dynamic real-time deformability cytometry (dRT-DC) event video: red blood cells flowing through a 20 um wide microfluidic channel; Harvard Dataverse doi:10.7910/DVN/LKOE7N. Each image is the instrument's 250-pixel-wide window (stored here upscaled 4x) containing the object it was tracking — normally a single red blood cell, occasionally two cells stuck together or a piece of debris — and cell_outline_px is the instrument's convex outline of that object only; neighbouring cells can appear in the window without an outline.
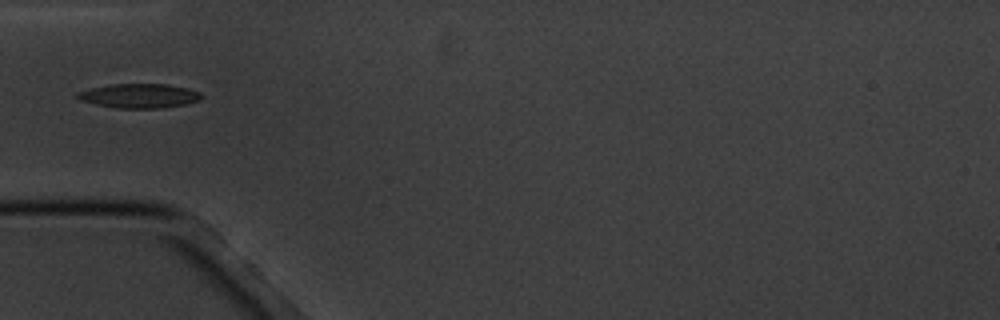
{"species": "common noctule bat (a hibernating species)", "species_latin": "Nyctalus noctula", "temperature_condition": "cold", "stored_images_in_passage": 2, "camera_frame_rate_fps": 3000, "um_per_image_px": 0.085, "animal": {"sex": "male", "body_mass_g": 20.1, "forearm_length_mm": 53.5}, "frame": {"image": 1, "passage_image": 2, "time_ms": 1.0, "image_size_px": [1000, 320], "cell_outline_px": [[204, 96], [200, 100], [184, 104], [164, 108], [116, 108], [96, 104], [80, 100], [76, 96], [76, 92], [108, 84], [168, 84], [188, 88], [200, 92]], "centroid_in_image_um": [11.86, 8.14], "position_along_channel_um": 73.1, "area_um2": 17.63}}